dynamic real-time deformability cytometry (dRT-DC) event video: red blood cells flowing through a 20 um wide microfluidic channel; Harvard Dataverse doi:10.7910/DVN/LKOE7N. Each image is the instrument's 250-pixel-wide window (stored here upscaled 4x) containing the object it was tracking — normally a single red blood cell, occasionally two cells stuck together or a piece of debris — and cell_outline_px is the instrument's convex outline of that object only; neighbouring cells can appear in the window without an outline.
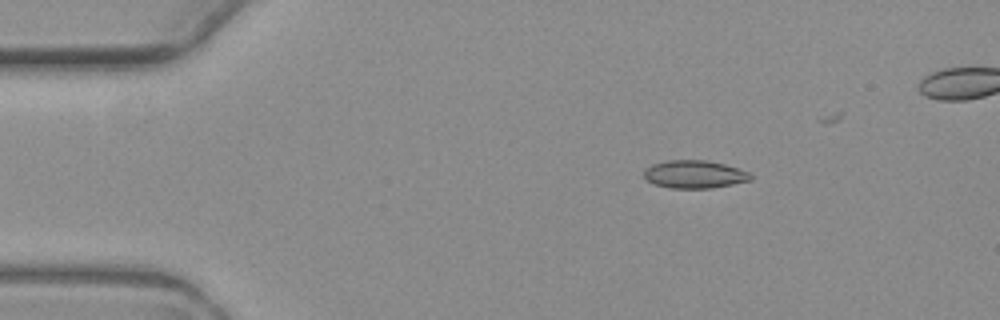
{"species": "common noctule bat (a hibernating species)", "species_latin": "Nyctalus noctula", "temperature_condition": "warm", "stored_images_in_passage": 6, "camera_frame_rate_fps": 3000, "um_per_image_px": 0.085, "animal": {"sex": "female", "body_mass_g": 19.3, "forearm_length_mm": 54.1}, "frame": {"image": 1, "passage_image": 3, "time_ms": 2.333, "image_size_px": [1000, 320], "cell_outline_px": [[752, 180], [712, 188], [668, 188], [652, 184], [644, 180], [644, 168], [652, 164], [668, 160], [708, 160], [724, 164], [748, 172], [752, 176]], "centroid_in_image_um": [58.97, 14.82], "position_along_channel_um": 26.0, "area_um2": 17.51}}